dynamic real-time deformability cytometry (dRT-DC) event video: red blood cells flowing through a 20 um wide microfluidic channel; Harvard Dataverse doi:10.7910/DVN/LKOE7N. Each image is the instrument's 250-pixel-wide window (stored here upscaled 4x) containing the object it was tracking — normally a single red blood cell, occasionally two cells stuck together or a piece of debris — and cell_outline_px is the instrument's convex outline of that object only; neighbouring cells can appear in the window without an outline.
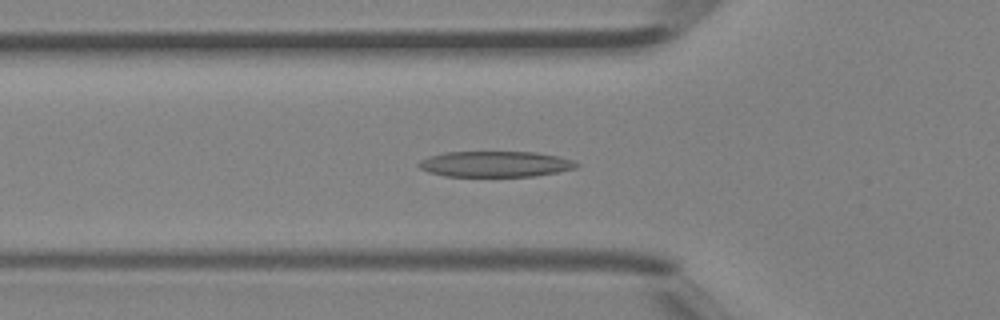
{"species": "Egyptian fruit bat (a non-hibernating species)", "species_latin": "Rousettus aegyptiacus", "temperature_condition": "room temperature", "stored_images_in_passage": 30, "camera_frame_rate_fps": 3000, "um_per_image_px": 0.085, "animal": {"sex": "female"}, "frame": {"image": 1, "passage_image": 7, "time_ms": 2.0, "image_size_px": [1000, 320], "cell_outline_px": [[580, 164], [576, 168], [536, 176], [444, 176], [428, 172], [420, 168], [416, 164], [420, 160], [428, 156], [444, 152], [536, 152], [556, 156], [572, 160]], "centroid_in_image_um": [42.06, 13.94], "position_along_channel_um": 83.7, "area_um2": 23.7}}
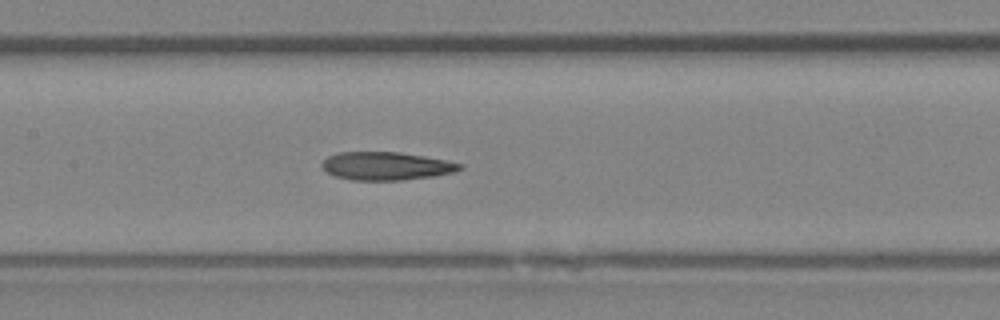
{"frame": {"image": 2, "passage_image": 13, "time_ms": 4.0, "image_size_px": [1000, 320], "cell_outline_px": [[464, 168], [456, 172], [432, 176], [404, 180], [352, 180], [336, 176], [328, 172], [320, 164], [328, 156], [336, 152], [400, 152], [424, 156], [464, 164]], "centroid_in_image_um": [32.85, 14.11], "position_along_channel_um": 174.5, "area_um2": 22.6}}
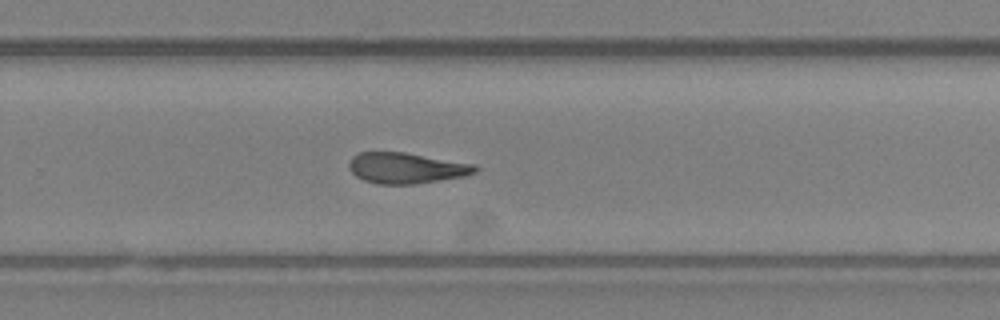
{"frame": {"image": 3, "passage_image": 21, "time_ms": 6.667, "image_size_px": [1000, 320], "cell_outline_px": [[480, 168], [476, 172], [464, 176], [416, 184], [376, 184], [364, 180], [356, 176], [352, 172], [348, 164], [352, 156], [360, 152], [404, 152], [476, 164]], "centroid_in_image_um": [34.55, 14.28], "position_along_channel_um": 295.2, "area_um2": 22.72}, "authors_computed_cell_mechanics": {"area_um2": 22.7154, "velocity_mm_per_s": 4.5389, "shape_relaxation_time_tau1_ms": 4.4801, "shape_relaxation_time_tau2_ms": 3.5211, "deformation_change_tau1": 0.1702, "deformation_change_tau2": 0.1458}}